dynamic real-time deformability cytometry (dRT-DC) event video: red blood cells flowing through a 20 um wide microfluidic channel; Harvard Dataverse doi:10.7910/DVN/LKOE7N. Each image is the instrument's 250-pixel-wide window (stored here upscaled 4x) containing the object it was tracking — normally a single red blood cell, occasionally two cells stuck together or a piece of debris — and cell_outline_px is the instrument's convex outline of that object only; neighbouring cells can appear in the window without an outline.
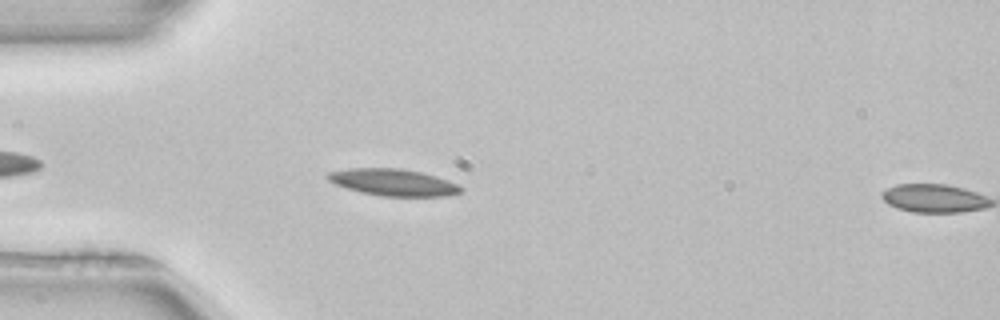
{"species": "common noctule bat (a hibernating species)", "species_latin": "Nyctalus noctula", "temperature_condition": "room temperature", "stored_images_in_passage": 7, "camera_frame_rate_fps": 3000, "um_per_image_px": 0.085, "animal": {"sex": "female", "body_mass_g": 22.7, "forearm_length_mm": 54.2}, "frame": {"image": 1, "passage_image": 6, "time_ms": 1.667, "image_size_px": [1000, 320], "cell_outline_px": [[464, 188], [460, 192], [448, 196], [380, 196], [348, 188], [336, 184], [328, 180], [324, 176], [328, 172], [348, 168], [400, 168], [420, 172], [436, 176], [448, 180]], "centroid_in_image_um": [33.42, 15.49], "position_along_channel_um": 51.6, "area_um2": 20.69}}